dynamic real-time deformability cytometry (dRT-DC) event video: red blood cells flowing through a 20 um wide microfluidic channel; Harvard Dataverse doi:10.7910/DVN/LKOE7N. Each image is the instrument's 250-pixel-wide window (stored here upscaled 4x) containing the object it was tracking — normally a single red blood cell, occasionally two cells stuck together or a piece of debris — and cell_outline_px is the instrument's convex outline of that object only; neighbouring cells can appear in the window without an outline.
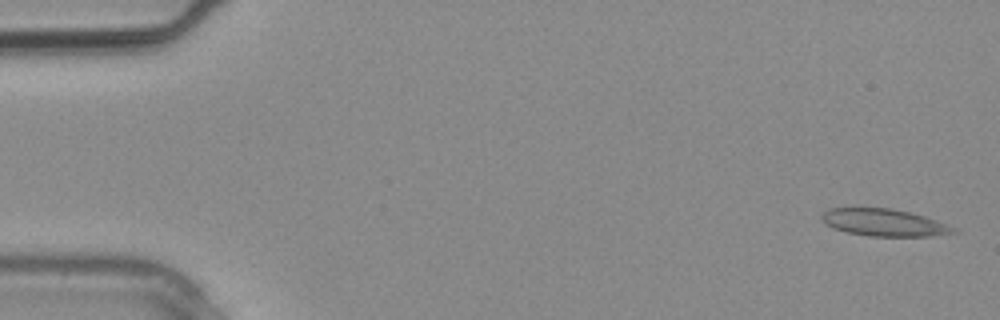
{"species": "common noctule bat (a hibernating species)", "species_latin": "Nyctalus noctula", "temperature_condition": "warm", "stored_images_in_passage": 3, "camera_frame_rate_fps": 3000, "um_per_image_px": 0.085, "animal": {"sex": "male", "body_mass_g": 20.4}, "frame": {"image": 1, "passage_image": 1, "time_ms": 0.0, "image_size_px": [1000, 320], "cell_outline_px": [[960, 232], [928, 236], [868, 236], [848, 232], [832, 228], [824, 224], [820, 220], [820, 216], [828, 208], [892, 208], [912, 212], [948, 224], [956, 228]], "centroid_in_image_um": [75.13, 18.91], "position_along_channel_um": 9.9, "area_um2": 21.1}}
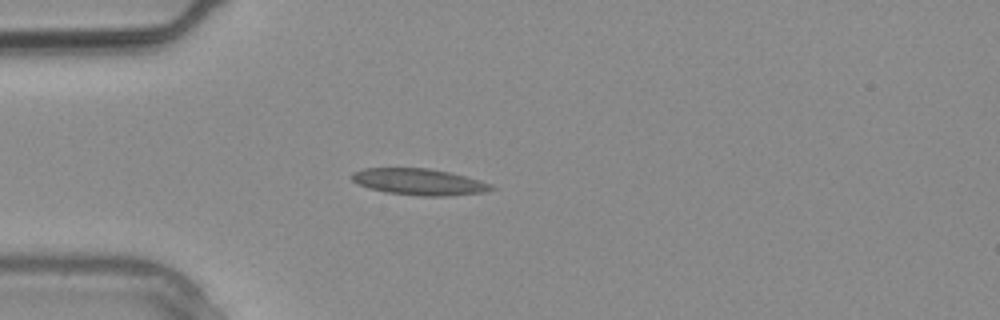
{"frame": {"image": 2, "passage_image": 3, "time_ms": 0.667, "image_size_px": [1000, 320], "cell_outline_px": [[496, 188], [484, 192], [448, 196], [420, 196], [384, 192], [368, 188], [352, 180], [352, 172], [364, 168], [428, 168], [448, 172], [480, 180], [492, 184]], "centroid_in_image_um": [35.62, 15.46], "position_along_channel_um": 49.4, "area_um2": 21.44}}